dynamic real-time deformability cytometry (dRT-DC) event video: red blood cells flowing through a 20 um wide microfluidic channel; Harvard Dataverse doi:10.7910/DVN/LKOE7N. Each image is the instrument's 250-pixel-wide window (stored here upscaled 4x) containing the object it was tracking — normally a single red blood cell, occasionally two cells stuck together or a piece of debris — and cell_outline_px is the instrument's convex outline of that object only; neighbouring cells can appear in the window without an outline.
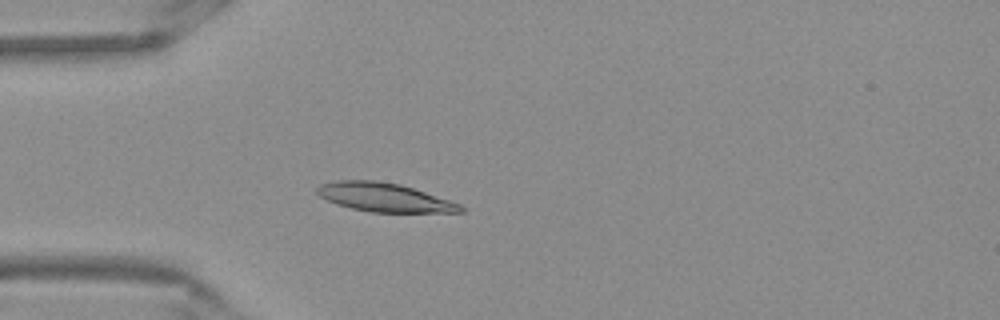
{"species": "Egyptian fruit bat (a non-hibernating species)", "species_latin": "Rousettus aegyptiacus", "temperature_condition": "warm", "stored_images_in_passage": 39, "camera_frame_rate_fps": 3000, "um_per_image_px": 0.085, "frame": {"image": 1, "passage_image": 1, "time_ms": 0.0, "image_size_px": [1000, 320], "cell_outline_px": [[464, 212], [372, 212], [352, 208], [336, 204], [320, 196], [316, 192], [316, 188], [320, 184], [340, 180], [376, 180], [400, 184], [460, 204], [464, 208]], "centroid_in_image_um": [32.63, 16.77], "position_along_channel_um": 52.4, "area_um2": 23.7}}
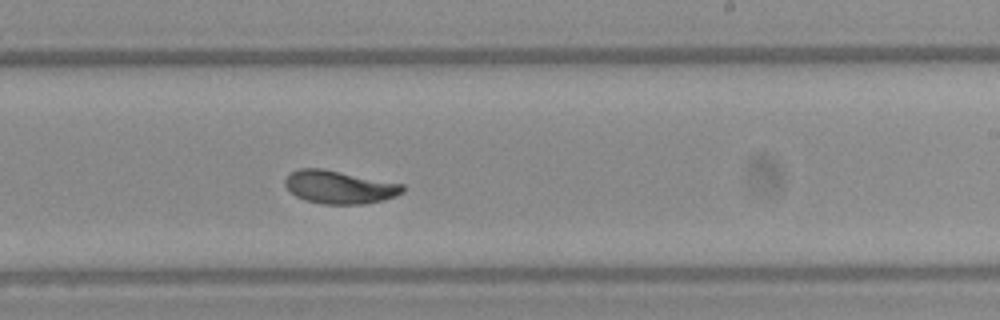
{"frame": {"image": 2, "passage_image": 18, "time_ms": 5.667, "image_size_px": [1000, 320], "cell_outline_px": [[404, 192], [396, 196], [384, 200], [364, 204], [324, 204], [304, 200], [296, 196], [284, 184], [284, 180], [292, 172], [300, 168], [324, 168], [404, 184]], "centroid_in_image_um": [28.88, 15.9], "position_along_channel_um": 260.1, "area_um2": 22.77}}
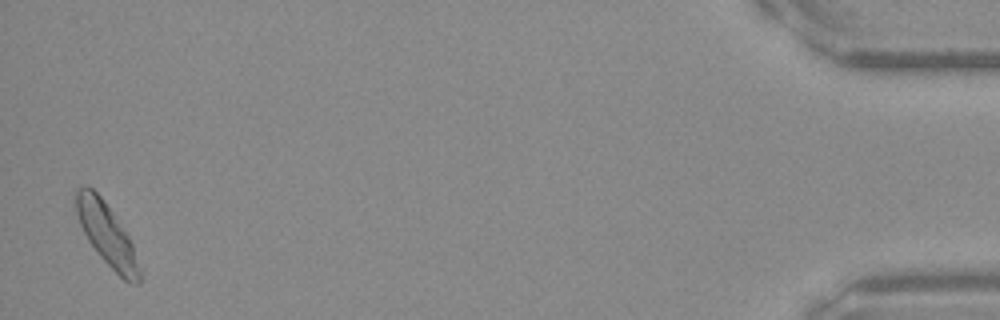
{"frame": {"image": 3, "passage_image": 38, "time_ms": 12.333, "image_size_px": [1000, 320], "cell_outline_px": [[140, 284], [132, 284], [124, 280], [100, 256], [88, 240], [80, 224], [76, 212], [76, 188], [84, 184], [88, 184], [100, 196], [128, 236], [132, 244], [140, 272]], "centroid_in_image_um": [9.05, 19.91], "position_along_channel_um": 426.2, "area_um2": 22.31}, "authors_computed_cell_mechanics": {"area_um2": 22.5998, "velocity_mm_per_s": 3.8231, "shape_relaxation_time_tau1_ms": 3.5392, "shape_relaxation_time_tau2_ms": 1.5243, "deformation_change_tau1": 0.126, "deformation_change_tau2": 0.047}}